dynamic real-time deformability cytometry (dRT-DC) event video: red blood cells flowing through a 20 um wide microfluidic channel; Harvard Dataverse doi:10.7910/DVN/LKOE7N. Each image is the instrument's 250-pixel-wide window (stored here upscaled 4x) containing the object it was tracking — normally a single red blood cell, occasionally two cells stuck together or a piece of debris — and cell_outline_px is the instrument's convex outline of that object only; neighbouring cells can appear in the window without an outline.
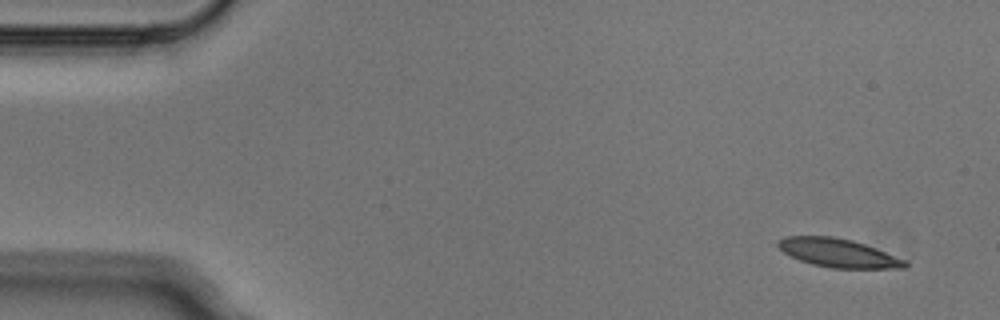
{"species": "Egyptian fruit bat (a non-hibernating species)", "species_latin": "Rousettus aegyptiacus", "temperature_condition": "cold", "stored_images_in_passage": 3, "segment_of_instrument_passage": [1, 2], "camera_frame_rate_fps": 3000, "um_per_image_px": 0.085, "animal": {"sex": "male"}, "frame": {"image": 1, "passage_image": 1, "time_ms": 0.0, "image_size_px": [1000, 320], "cell_outline_px": [[908, 264], [904, 268], [832, 268], [812, 264], [800, 260], [784, 252], [776, 244], [776, 240], [784, 236], [832, 236], [852, 240], [876, 248], [908, 260]], "centroid_in_image_um": [71.26, 21.49], "position_along_channel_um": 13.7, "area_um2": 21.15}}
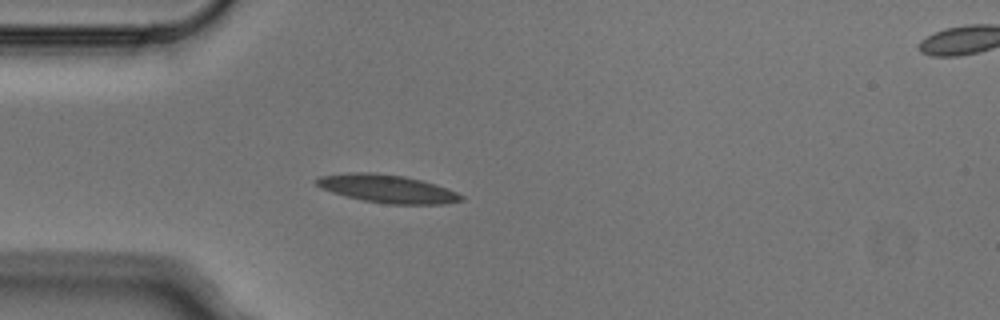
{"frame": {"image": 2, "passage_image": 2, "time_ms": 0.333, "image_size_px": [1000, 320], "cell_outline_px": [[464, 200], [444, 204], [388, 204], [364, 200], [332, 192], [320, 188], [312, 180], [320, 176], [348, 172], [372, 172], [404, 176], [436, 184], [448, 188], [464, 196]], "centroid_in_image_um": [32.91, 16.03], "position_along_channel_um": 52.1, "area_um2": 23.7}}